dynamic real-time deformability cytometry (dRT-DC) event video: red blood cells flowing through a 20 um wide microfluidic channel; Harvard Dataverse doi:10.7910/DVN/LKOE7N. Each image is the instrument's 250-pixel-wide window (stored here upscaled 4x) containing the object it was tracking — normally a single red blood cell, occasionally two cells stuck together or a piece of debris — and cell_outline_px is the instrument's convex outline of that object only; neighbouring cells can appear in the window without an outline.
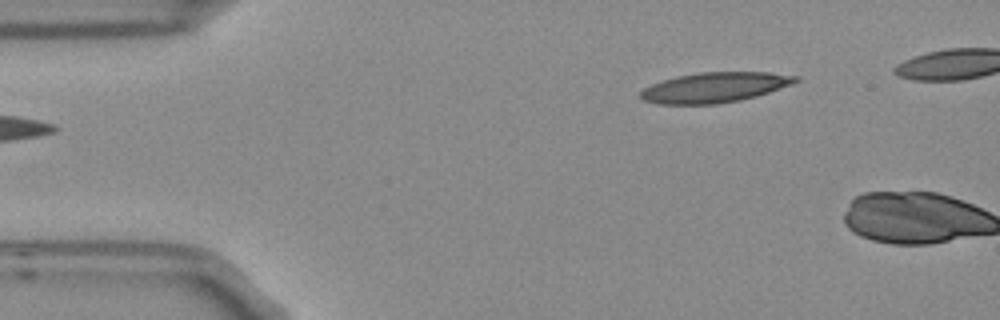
{"species": "Egyptian fruit bat (a non-hibernating species)", "species_latin": "Rousettus aegyptiacus", "temperature_condition": "room temperature", "stored_images_in_passage": 2, "camera_frame_rate_fps": 3000, "um_per_image_px": 0.085, "frame": {"image": 1, "passage_image": 1, "time_ms": 0.0, "image_size_px": [1000, 320], "cell_outline_px": [[800, 80], [768, 92], [756, 96], [740, 100], [716, 104], [660, 104], [644, 100], [640, 96], [640, 92], [644, 88], [652, 84], [676, 76], [700, 72], [768, 72], [800, 76]], "centroid_in_image_um": [60.74, 7.42], "position_along_channel_um": 24.3, "area_um2": 26.99}}